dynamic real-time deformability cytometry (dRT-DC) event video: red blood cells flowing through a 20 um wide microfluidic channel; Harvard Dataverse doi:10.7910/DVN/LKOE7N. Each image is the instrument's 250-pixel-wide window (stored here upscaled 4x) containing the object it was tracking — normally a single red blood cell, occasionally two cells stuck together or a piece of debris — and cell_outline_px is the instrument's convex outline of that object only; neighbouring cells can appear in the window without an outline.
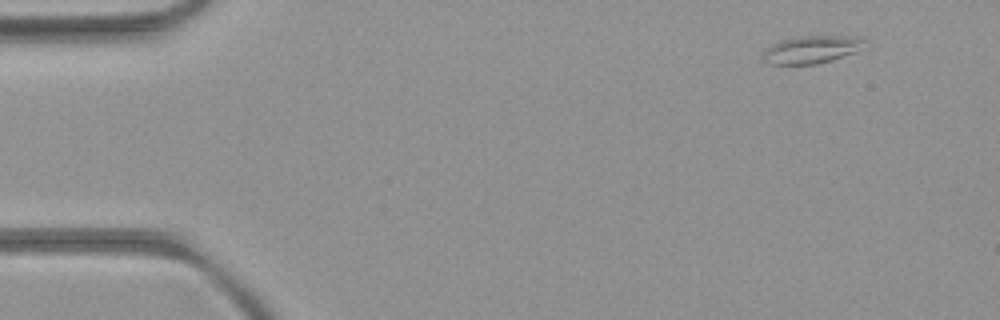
{"species": "common noctule bat (a hibernating species)", "species_latin": "Nyctalus noctula", "temperature_condition": "room temperature", "stored_images_in_passage": 6, "camera_frame_rate_fps": 3000, "um_per_image_px": 0.085, "animal": {"sex": "female", "body_mass_g": 21.9}, "frame": {"image": 1, "passage_image": 1, "time_ms": 0.0, "image_size_px": [1000, 320], "cell_outline_px": [[868, 48], [832, 60], [816, 64], [768, 64], [764, 60], [764, 52], [772, 44], [780, 40], [800, 36], [856, 36], [868, 40]], "centroid_in_image_um": [69.11, 4.2], "position_along_channel_um": 15.9, "area_um2": 16.65}}
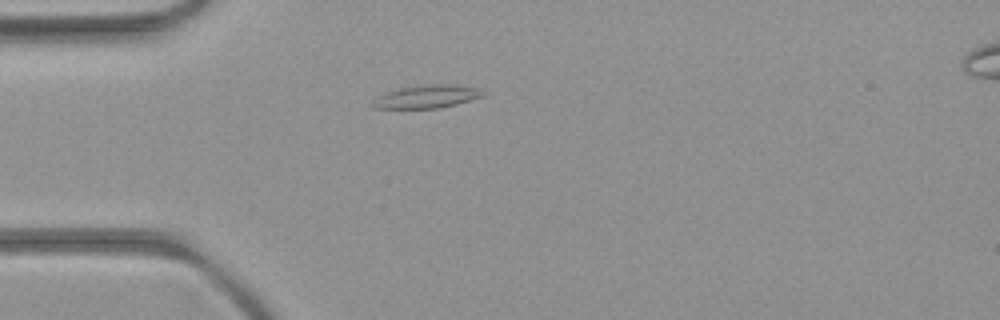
{"frame": {"image": 2, "passage_image": 4, "time_ms": 3.333, "image_size_px": [1000, 320], "cell_outline_px": [[484, 96], [456, 104], [440, 108], [376, 108], [372, 104], [380, 96], [388, 92], [400, 88], [432, 84], [440, 84], [476, 88], [484, 92]], "centroid_in_image_um": [36.32, 8.22], "position_along_channel_um": 48.7, "area_um2": 14.16}}
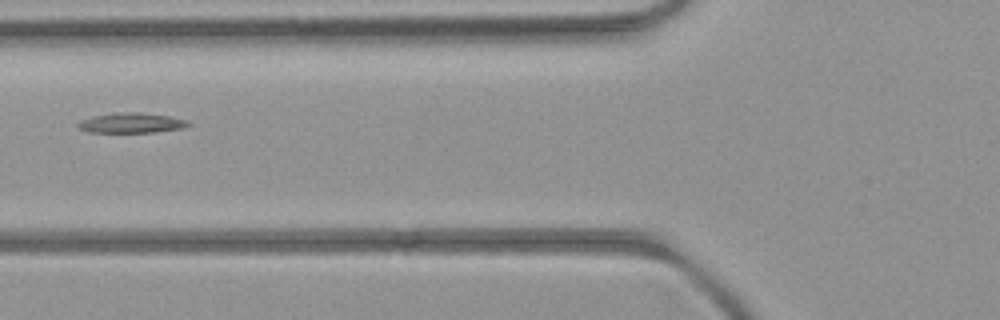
{"frame": {"image": 3, "passage_image": 6, "time_ms": 5.333, "image_size_px": [1000, 320], "cell_outline_px": [[192, 124], [180, 128], [152, 132], [88, 132], [80, 128], [76, 124], [80, 120], [92, 116], [120, 112], [136, 112], [168, 116], [188, 120]], "centroid_in_image_um": [11.14, 10.44], "position_along_channel_um": 114.7, "area_um2": 12.72}}